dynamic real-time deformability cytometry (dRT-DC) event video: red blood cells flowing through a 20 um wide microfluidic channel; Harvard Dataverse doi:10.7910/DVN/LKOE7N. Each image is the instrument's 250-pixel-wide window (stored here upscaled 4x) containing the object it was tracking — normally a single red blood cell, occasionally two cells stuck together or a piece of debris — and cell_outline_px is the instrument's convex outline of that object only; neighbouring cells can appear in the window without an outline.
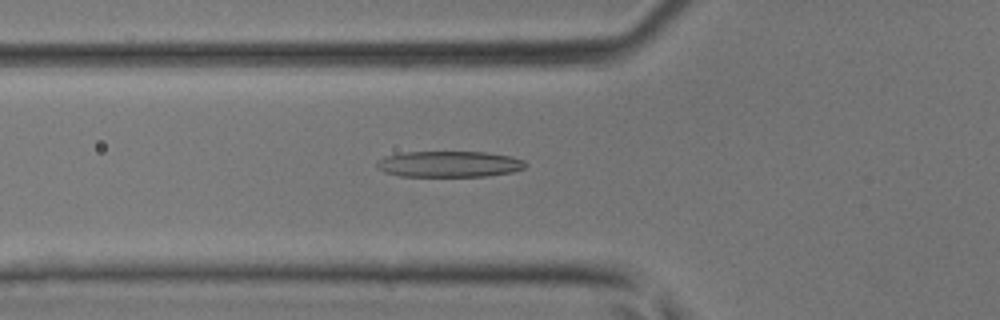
{"species": "common noctule bat (a hibernating species)", "species_latin": "Nyctalus noctula", "temperature_condition": "room temperature", "stored_images_in_passage": 40, "camera_frame_rate_fps": 3000, "um_per_image_px": 0.085, "animal": {"sex": "male", "body_mass_g": 17.9, "forearm_length_mm": 54.2}, "frame": {"image": 1, "passage_image": 12, "time_ms": 3.667, "image_size_px": [1000, 320], "cell_outline_px": [[528, 164], [524, 168], [512, 172], [488, 176], [400, 176], [384, 172], [376, 168], [376, 160], [384, 156], [404, 152], [484, 152], [512, 156], [524, 160]], "centroid_in_image_um": [38.17, 13.94], "position_along_channel_um": 87.6, "area_um2": 22.77}}
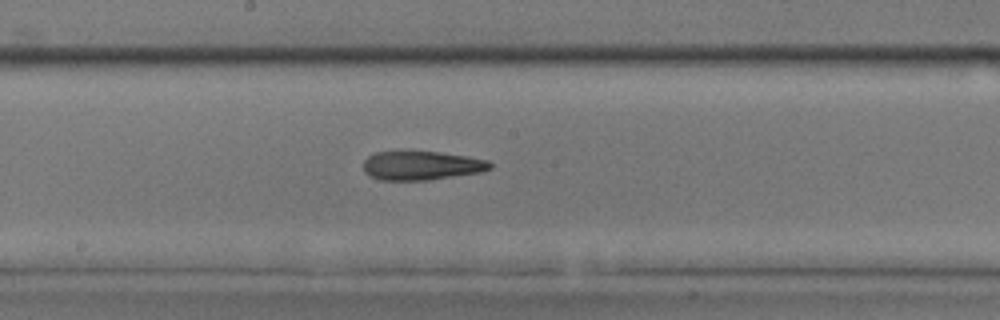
{"frame": {"image": 2, "passage_image": 20, "time_ms": 6.333, "image_size_px": [1000, 320], "cell_outline_px": [[492, 168], [480, 172], [428, 180], [380, 180], [364, 172], [364, 160], [368, 156], [376, 152], [440, 152], [468, 156], [488, 160], [492, 164]], "centroid_in_image_um": [35.85, 14.07], "position_along_channel_um": 212.4, "area_um2": 21.21}}
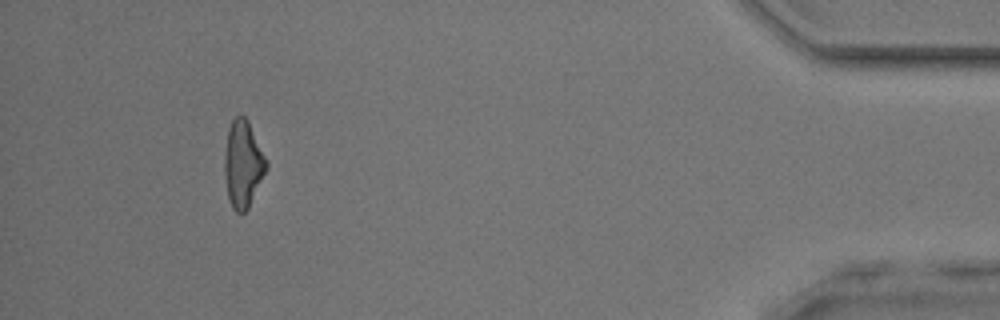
{"frame": {"image": 3, "passage_image": 37, "time_ms": 12.0, "image_size_px": [1000, 320], "cell_outline_px": [[268, 168], [248, 208], [240, 216], [232, 208], [228, 196], [224, 176], [224, 156], [228, 128], [232, 120], [236, 116], [244, 116], [248, 120], [268, 164]], "centroid_in_image_um": [20.64, 13.97], "position_along_channel_um": 414.6, "area_um2": 21.15}}